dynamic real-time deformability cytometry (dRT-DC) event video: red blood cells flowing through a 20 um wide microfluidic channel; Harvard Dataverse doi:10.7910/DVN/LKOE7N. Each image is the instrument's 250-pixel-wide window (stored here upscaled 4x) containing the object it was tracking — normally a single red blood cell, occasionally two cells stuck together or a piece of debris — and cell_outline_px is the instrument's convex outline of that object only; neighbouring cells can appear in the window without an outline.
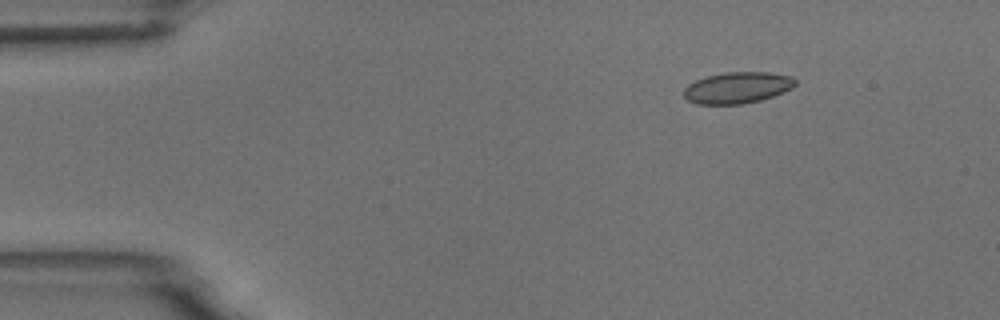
{"species": "common noctule bat (a hibernating species)", "species_latin": "Nyctalus noctula", "temperature_condition": "room temperature", "stored_images_in_passage": 5, "camera_frame_rate_fps": 3000, "um_per_image_px": 0.085, "animal": {"sex": "male", "body_mass_g": 18.8}, "frame": {"image": 1, "passage_image": 3, "time_ms": 2.333, "image_size_px": [1000, 320], "cell_outline_px": [[796, 84], [792, 88], [772, 96], [760, 100], [740, 104], [696, 104], [688, 100], [684, 96], [684, 88], [688, 84], [704, 76], [724, 72], [768, 72], [792, 76], [796, 80]], "centroid_in_image_um": [62.66, 7.44], "position_along_channel_um": 22.3, "area_um2": 20.4}}